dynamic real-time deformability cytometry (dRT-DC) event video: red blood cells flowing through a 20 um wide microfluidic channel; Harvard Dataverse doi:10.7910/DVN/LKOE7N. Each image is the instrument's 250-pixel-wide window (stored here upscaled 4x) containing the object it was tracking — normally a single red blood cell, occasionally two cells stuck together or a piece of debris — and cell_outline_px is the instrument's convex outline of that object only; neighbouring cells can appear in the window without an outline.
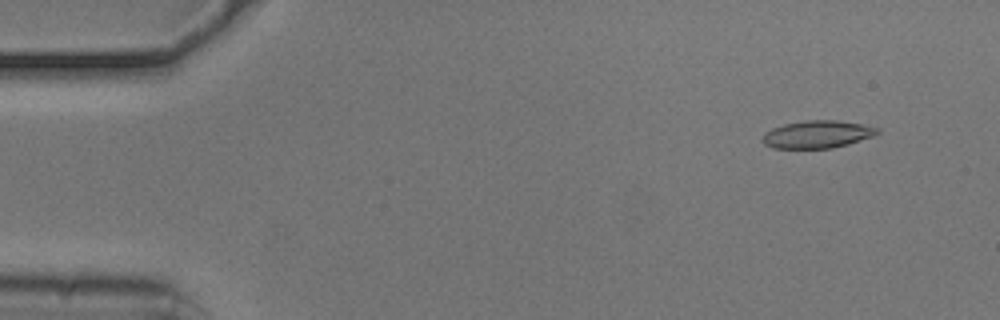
{"species": "common noctule bat (a hibernating species)", "species_latin": "Nyctalus noctula", "temperature_condition": "cold", "stored_images_in_passage": 54, "camera_frame_rate_fps": 3000, "um_per_image_px": 0.085, "animal": {"sex": "male", "body_mass_g": 20.5, "forearm_length_mm": 52.5}, "frame": {"image": 1, "passage_image": 5, "time_ms": 1.333, "image_size_px": [1000, 320], "cell_outline_px": [[880, 132], [872, 136], [848, 144], [832, 148], [772, 148], [764, 144], [764, 132], [772, 128], [784, 124], [804, 120], [836, 120], [860, 124], [880, 128]], "centroid_in_image_um": [69.47, 11.41], "position_along_channel_um": 15.5, "area_um2": 18.32}}
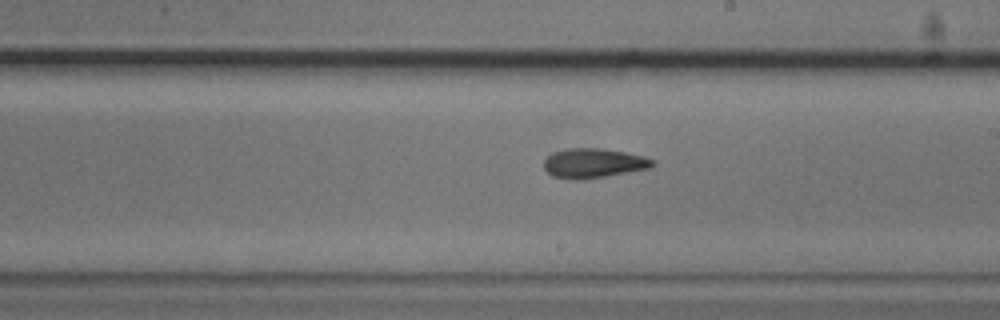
{"frame": {"image": 2, "passage_image": 31, "time_ms": 10.0, "image_size_px": [1000, 320], "cell_outline_px": [[656, 164], [652, 168], [608, 176], [580, 180], [576, 180], [552, 176], [544, 168], [544, 160], [552, 152], [568, 148], [604, 148], [644, 156], [656, 160]], "centroid_in_image_um": [50.49, 13.87], "position_along_channel_um": 238.5, "area_um2": 19.02}}
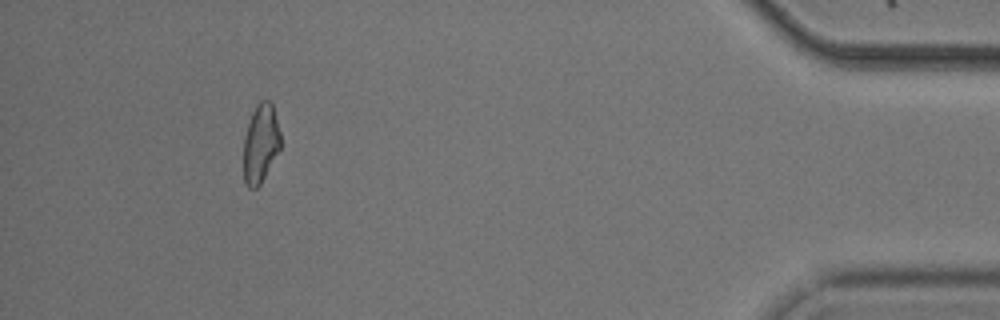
{"frame": {"image": 3, "passage_image": 50, "time_ms": 16.333, "image_size_px": [1000, 320], "cell_outline_px": [[280, 152], [260, 184], [256, 188], [248, 188], [244, 184], [244, 136], [252, 112], [256, 104], [260, 100], [268, 100], [272, 104], [280, 132]], "centroid_in_image_um": [22.15, 12.21], "position_along_channel_um": 413.0, "area_um2": 17.11}, "authors_computed_cell_mechanics": {"area_um2": 18.3226, "velocity_mm_per_s": 3.7401, "shape_relaxation_time_tau1_ms": 7.7161, "shape_relaxation_time_tau2_ms": 6.8831, "deformation_change_tau1": 0.1473, "deformation_change_tau2": 0.1543}}